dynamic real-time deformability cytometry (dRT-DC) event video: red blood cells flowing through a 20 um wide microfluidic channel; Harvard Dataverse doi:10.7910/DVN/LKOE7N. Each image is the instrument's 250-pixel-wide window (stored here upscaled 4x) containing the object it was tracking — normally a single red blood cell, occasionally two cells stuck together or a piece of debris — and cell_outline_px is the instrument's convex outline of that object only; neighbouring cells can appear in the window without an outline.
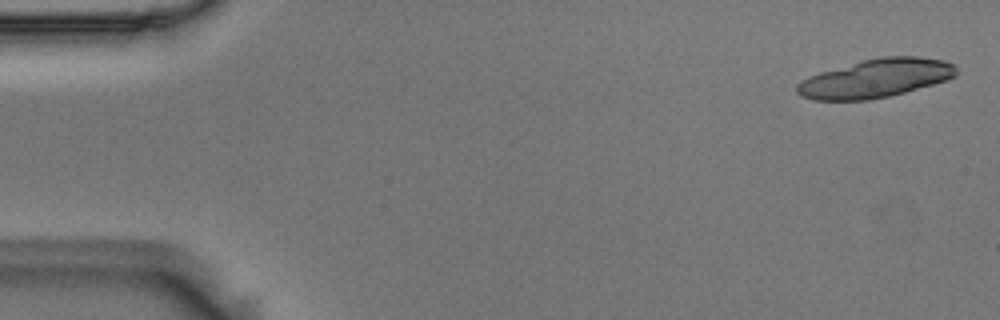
{"species": "Egyptian fruit bat (a non-hibernating species)", "species_latin": "Rousettus aegyptiacus", "temperature_condition": "room temperature", "stored_images_in_passage": 4, "camera_frame_rate_fps": 3000, "um_per_image_px": 0.085, "animal": {"sex": "male"}, "frame": {"image": 1, "passage_image": 1, "time_ms": 0.0, "image_size_px": [1000, 320], "cell_outline_px": [[956, 76], [948, 80], [904, 92], [888, 96], [868, 100], [812, 100], [800, 96], [796, 92], [796, 84], [800, 80], [808, 76], [820, 72], [864, 60], [880, 56], [920, 56], [944, 60], [956, 64]], "centroid_in_image_um": [74.43, 6.65], "position_along_channel_um": 10.6, "area_um2": 35.95}}